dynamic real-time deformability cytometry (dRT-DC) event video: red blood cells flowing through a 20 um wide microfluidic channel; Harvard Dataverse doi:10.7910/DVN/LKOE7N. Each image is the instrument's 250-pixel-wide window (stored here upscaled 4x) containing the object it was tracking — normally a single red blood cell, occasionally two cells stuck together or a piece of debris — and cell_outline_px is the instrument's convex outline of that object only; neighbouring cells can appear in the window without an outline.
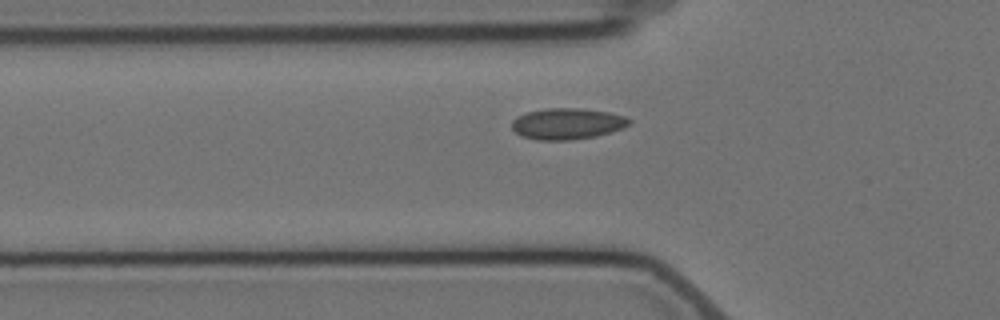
{"species": "Egyptian fruit bat (a non-hibernating species)", "species_latin": "Rousettus aegyptiacus", "temperature_condition": "cold", "stored_images_in_passage": 3, "camera_frame_rate_fps": 3000, "um_per_image_px": 0.085, "animal": {"sex": "female"}, "frame": {"image": 1, "passage_image": 3, "time_ms": 3.333, "image_size_px": [1000, 320], "cell_outline_px": [[632, 124], [624, 128], [596, 136], [572, 140], [536, 140], [520, 136], [512, 128], [512, 120], [516, 116], [528, 112], [544, 108], [580, 108], [608, 112], [624, 116], [632, 120]], "centroid_in_image_um": [48.22, 10.52], "position_along_channel_um": 77.6, "area_um2": 21.56}}